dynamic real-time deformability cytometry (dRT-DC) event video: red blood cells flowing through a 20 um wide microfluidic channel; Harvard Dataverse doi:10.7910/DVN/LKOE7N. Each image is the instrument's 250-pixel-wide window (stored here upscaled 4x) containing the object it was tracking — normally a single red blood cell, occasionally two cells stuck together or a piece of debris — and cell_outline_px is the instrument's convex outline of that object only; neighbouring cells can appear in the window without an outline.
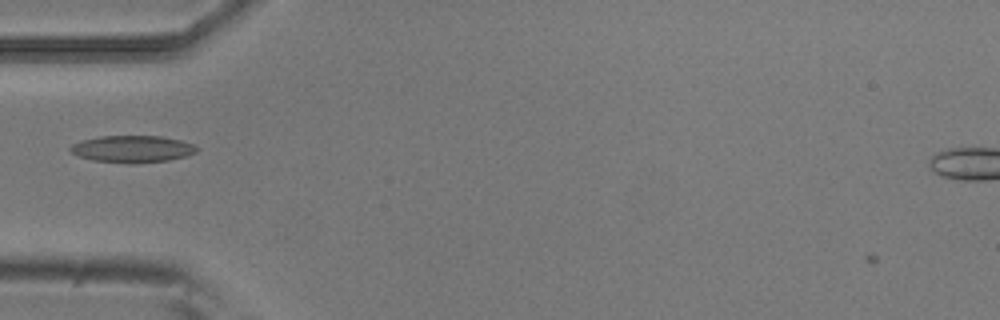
{"species": "common noctule bat (a hibernating species)", "species_latin": "Nyctalus noctula", "temperature_condition": "room temperature", "stored_images_in_passage": 1, "camera_frame_rate_fps": 3000, "um_per_image_px": 0.085, "animal": {"sex": "male", "body_mass_g": 20.5, "forearm_length_mm": 52.5}, "frame": {"image": 1, "passage_image": 1, "time_ms": 0.0, "image_size_px": [1000, 320], "cell_outline_px": [[200, 148], [196, 152], [184, 156], [168, 160], [132, 164], [128, 164], [92, 160], [68, 152], [68, 148], [72, 144], [80, 140], [100, 136], [164, 136], [180, 140], [192, 144]], "centroid_in_image_um": [11.21, 12.66], "position_along_channel_um": 73.8, "area_um2": 20.06}}